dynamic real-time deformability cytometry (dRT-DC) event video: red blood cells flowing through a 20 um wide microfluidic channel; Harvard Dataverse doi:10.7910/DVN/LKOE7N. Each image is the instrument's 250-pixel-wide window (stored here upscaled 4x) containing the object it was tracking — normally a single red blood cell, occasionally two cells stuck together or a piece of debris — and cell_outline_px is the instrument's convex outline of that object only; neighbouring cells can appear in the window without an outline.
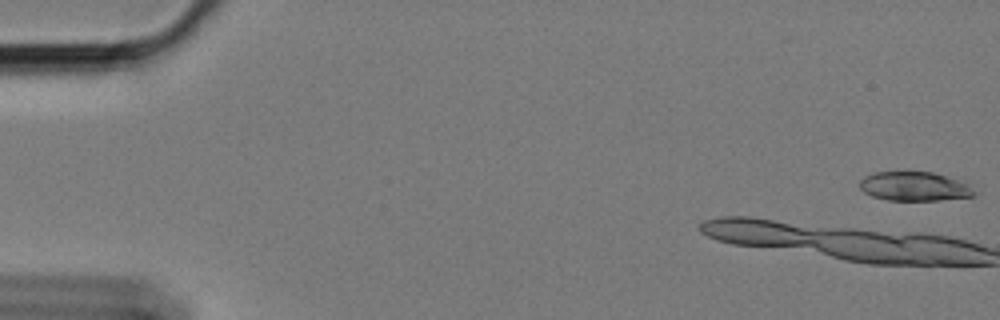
{"species": "Egyptian fruit bat (a non-hibernating species)", "species_latin": "Rousettus aegyptiacus", "temperature_condition": "cold", "stored_images_in_passage": 8, "camera_frame_rate_fps": 3000, "um_per_image_px": 0.085, "animal": {"sex": "female"}, "frame": {"image": 1, "passage_image": 1, "time_ms": 0.0, "image_size_px": [1000, 320], "cell_outline_px": [[976, 192], [972, 196], [940, 200], [888, 200], [872, 196], [864, 192], [860, 188], [860, 180], [864, 176], [872, 172], [904, 168], [932, 172], [968, 184]], "centroid_in_image_um": [77.63, 15.78], "position_along_channel_um": 7.4, "area_um2": 20.06}}